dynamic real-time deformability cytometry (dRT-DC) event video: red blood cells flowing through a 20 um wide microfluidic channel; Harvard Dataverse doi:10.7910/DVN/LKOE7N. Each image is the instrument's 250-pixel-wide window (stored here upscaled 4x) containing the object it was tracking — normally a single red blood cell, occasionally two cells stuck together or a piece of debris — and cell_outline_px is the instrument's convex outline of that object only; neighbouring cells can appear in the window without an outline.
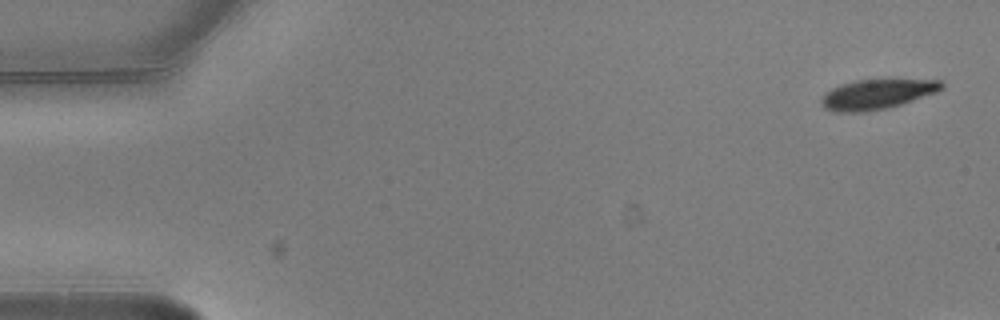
{"species": "common noctule bat (a hibernating species)", "species_latin": "Nyctalus noctula", "temperature_condition": "warm", "stored_images_in_passage": 5, "camera_frame_rate_fps": 3000, "um_per_image_px": 0.085, "animal": {"sex": "male", "body_mass_g": 20.5, "forearm_length_mm": 52.5}, "frame": {"image": 1, "passage_image": 1, "time_ms": 0.0, "image_size_px": [1000, 320], "cell_outline_px": [[944, 88], [936, 92], [888, 108], [864, 112], [832, 112], [824, 108], [820, 104], [820, 100], [824, 92], [840, 84], [856, 80], [896, 76], [944, 80]], "centroid_in_image_um": [74.59, 7.94], "position_along_channel_um": 10.4, "area_um2": 22.25}}